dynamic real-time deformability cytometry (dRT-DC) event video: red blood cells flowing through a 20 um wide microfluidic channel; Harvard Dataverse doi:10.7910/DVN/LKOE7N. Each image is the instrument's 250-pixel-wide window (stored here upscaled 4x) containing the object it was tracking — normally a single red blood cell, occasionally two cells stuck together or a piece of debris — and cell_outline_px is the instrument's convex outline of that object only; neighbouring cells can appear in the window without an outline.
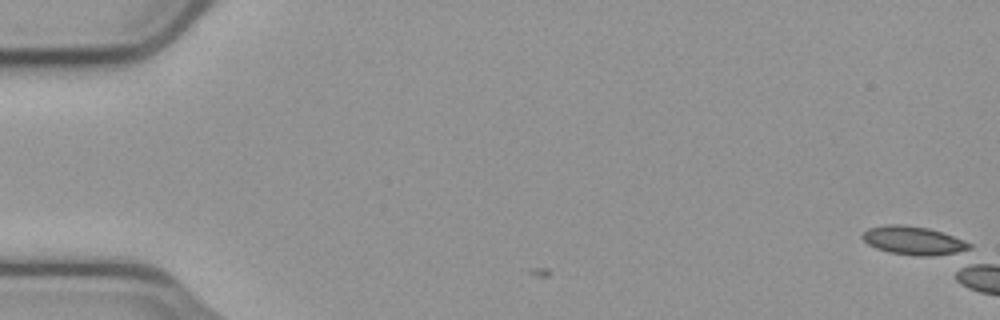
{"species": "common noctule bat (a hibernating species)", "species_latin": "Nyctalus noctula", "temperature_condition": "cold", "stored_images_in_passage": 5, "camera_frame_rate_fps": 3000, "um_per_image_px": 0.085, "animal": {"sex": "male", "body_mass_g": 23.1, "forearm_length_mm": 52.7}, "frame": {"image": 1, "passage_image": 1, "time_ms": 0.0, "image_size_px": [1000, 320], "cell_outline_px": [[964, 244], [960, 248], [948, 252], [900, 252], [884, 248], [876, 244], [888, 228], [916, 228], [936, 232], [948, 236]], "centroid_in_image_um": [77.97, 20.48], "position_along_channel_um": 7.0, "area_um2": 11.44}}